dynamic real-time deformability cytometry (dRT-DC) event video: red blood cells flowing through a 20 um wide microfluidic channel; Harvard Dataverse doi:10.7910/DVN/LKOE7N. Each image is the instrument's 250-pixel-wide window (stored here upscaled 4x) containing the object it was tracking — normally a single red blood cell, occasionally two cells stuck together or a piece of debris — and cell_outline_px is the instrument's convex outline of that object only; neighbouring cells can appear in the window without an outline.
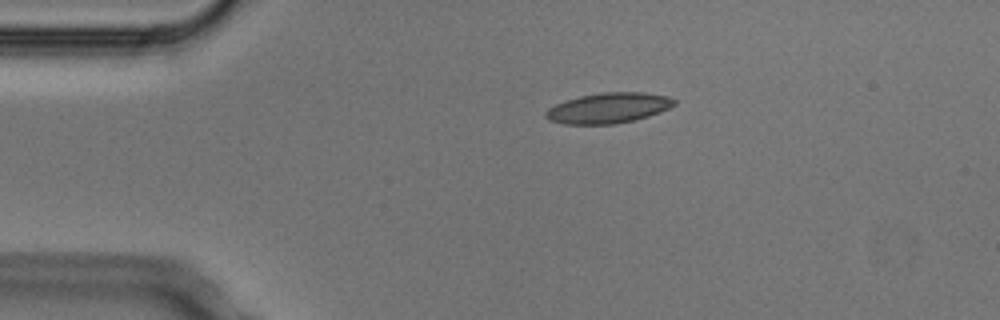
{"species": "Egyptian fruit bat (a non-hibernating species)", "species_latin": "Rousettus aegyptiacus", "temperature_condition": "cold", "stored_images_in_passage": 4, "camera_frame_rate_fps": 3000, "um_per_image_px": 0.085, "animal": {"sex": "male"}, "frame": {"image": 1, "passage_image": 4, "time_ms": 1.0, "image_size_px": [1000, 320], "cell_outline_px": [[676, 104], [660, 112], [648, 116], [616, 124], [564, 124], [548, 120], [544, 116], [544, 112], [548, 108], [564, 100], [580, 96], [600, 92], [644, 92], [668, 96], [676, 100]], "centroid_in_image_um": [51.69, 9.17], "position_along_channel_um": 33.3, "area_um2": 22.89}}